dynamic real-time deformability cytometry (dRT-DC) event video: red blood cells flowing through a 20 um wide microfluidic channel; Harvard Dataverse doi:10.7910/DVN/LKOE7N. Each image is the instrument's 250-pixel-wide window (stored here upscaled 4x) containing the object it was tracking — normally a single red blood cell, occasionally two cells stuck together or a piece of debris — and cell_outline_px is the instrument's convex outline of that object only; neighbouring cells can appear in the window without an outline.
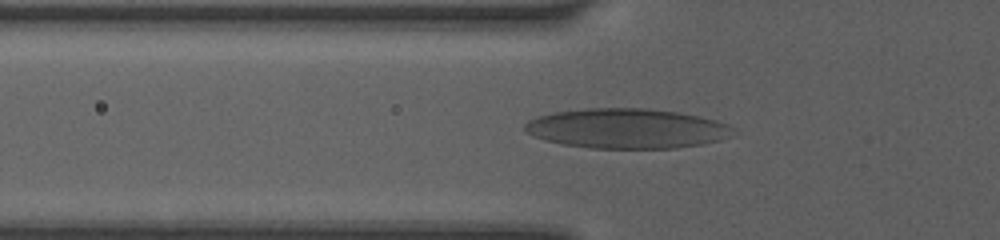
{"species": "human", "species_latin": "Homo sapiens", "temperature_condition": "room temperature", "stored_images_in_passage": 37, "camera_frame_rate_fps": 3000, "um_per_image_px": 0.085, "donor": {"sex": "female"}, "frame": {"image": 1, "passage_image": 23, "time_ms": 5.333, "image_size_px": [1000, 240], "cell_outline_px": [[736, 128], [732, 136], [720, 140], [700, 144], [676, 148], [588, 148], [560, 144], [544, 140], [532, 136], [524, 128], [524, 124], [528, 120], [540, 116], [556, 112], [584, 108], [648, 108], [676, 112], [700, 116], [716, 120], [728, 124]], "centroid_in_image_um": [53.29, 10.92], "position_along_channel_um": 72.5, "area_um2": 48.61}}
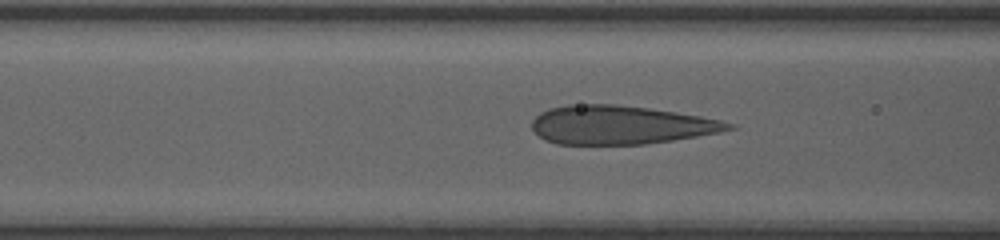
{"frame": {"image": 2, "passage_image": 28, "time_ms": 6.333, "image_size_px": [1000, 240], "cell_outline_px": [[736, 128], [720, 132], [672, 140], [644, 144], [556, 144], [544, 140], [532, 128], [532, 120], [540, 112], [548, 108], [568, 104], [616, 104], [648, 108], [676, 112], [700, 116], [720, 120], [736, 124]], "centroid_in_image_um": [52.72, 10.61], "position_along_channel_um": 113.9, "area_um2": 44.27}}
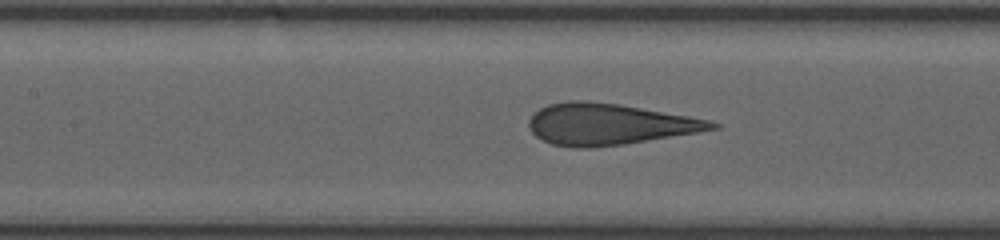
{"frame": {"image": 3, "passage_image": 33, "time_ms": 7.333, "image_size_px": [1000, 240], "cell_outline_px": [[724, 124], [720, 128], [624, 144], [588, 148], [580, 148], [552, 144], [536, 136], [532, 132], [528, 124], [528, 120], [540, 108], [548, 104], [568, 100], [588, 100], [620, 104], [688, 116], [708, 120]], "centroid_in_image_um": [51.76, 10.54], "position_along_channel_um": 155.6, "area_um2": 43.81}}